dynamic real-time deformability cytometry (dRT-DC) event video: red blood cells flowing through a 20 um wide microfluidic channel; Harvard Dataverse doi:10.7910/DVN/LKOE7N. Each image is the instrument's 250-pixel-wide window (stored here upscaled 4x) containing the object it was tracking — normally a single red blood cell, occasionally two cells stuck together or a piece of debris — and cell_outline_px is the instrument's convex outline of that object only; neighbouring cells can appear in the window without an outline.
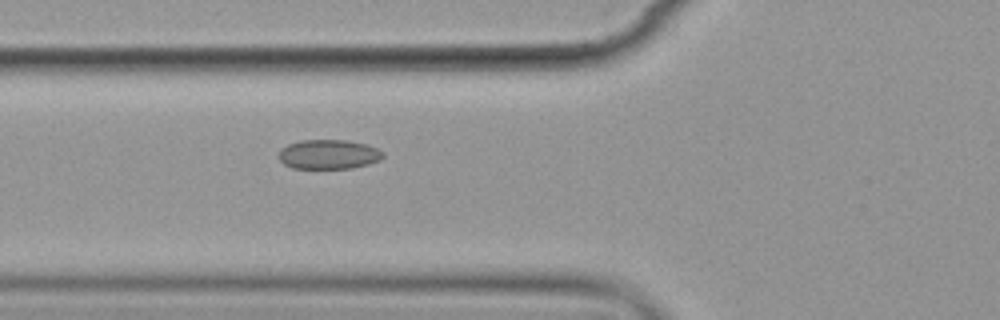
{"species": "common noctule bat (a hibernating species)", "species_latin": "Nyctalus noctula", "temperature_condition": "cold", "stored_images_in_passage": 6, "camera_frame_rate_fps": 3000, "um_per_image_px": 0.085, "animal": {"sex": "female", "body_mass_g": 19.9}, "frame": {"image": 1, "passage_image": 6, "time_ms": 6.667, "image_size_px": [1000, 320], "cell_outline_px": [[384, 156], [380, 160], [368, 164], [352, 168], [292, 168], [284, 164], [280, 160], [280, 148], [288, 144], [300, 140], [344, 140], [368, 144], [384, 152]], "centroid_in_image_um": [27.95, 13.11], "position_along_channel_um": 97.9, "area_um2": 17.92}}